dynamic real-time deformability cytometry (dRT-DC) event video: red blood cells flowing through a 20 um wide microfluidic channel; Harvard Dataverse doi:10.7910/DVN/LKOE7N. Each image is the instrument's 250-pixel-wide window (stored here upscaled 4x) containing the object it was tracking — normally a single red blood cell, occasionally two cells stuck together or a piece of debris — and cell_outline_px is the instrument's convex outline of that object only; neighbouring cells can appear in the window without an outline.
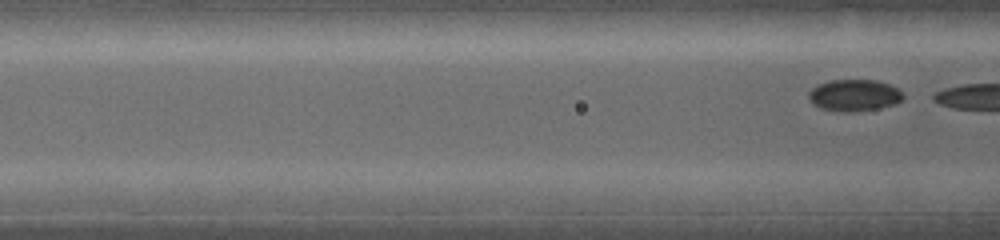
{"species": "common noctule bat (a hibernating species)", "species_latin": "Nyctalus noctula", "temperature_condition": "warm", "stored_images_in_passage": 6, "segment_of_instrument_passage": [2, 2], "camera_frame_rate_fps": 5000, "um_per_image_px": 0.085, "animal": {"sex": "female", "body_mass_g": 19.0, "forearm_length_mm": 53.3}, "frame": {"image": 1, "passage_image": 6, "time_ms": 3.2, "image_size_px": [1000, 240], "cell_outline_px": [[904, 96], [900, 100], [892, 104], [876, 108], [852, 112], [840, 112], [820, 108], [812, 104], [808, 100], [808, 92], [816, 84], [828, 80], [876, 80], [888, 84], [904, 92]], "centroid_in_image_um": [72.53, 8.09], "position_along_channel_um": 94.1, "area_um2": 17.51}}